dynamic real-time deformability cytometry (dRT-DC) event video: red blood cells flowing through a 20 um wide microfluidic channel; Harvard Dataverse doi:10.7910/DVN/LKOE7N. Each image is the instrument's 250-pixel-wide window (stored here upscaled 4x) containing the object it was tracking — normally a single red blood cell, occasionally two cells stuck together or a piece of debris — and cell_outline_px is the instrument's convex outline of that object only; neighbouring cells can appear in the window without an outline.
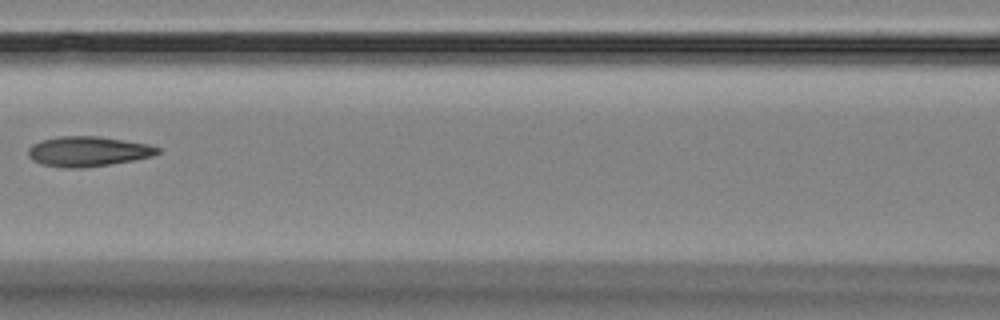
{"species": "Egyptian fruit bat (a non-hibernating species)", "species_latin": "Rousettus aegyptiacus", "temperature_condition": "room temperature", "stored_images_in_passage": 6, "camera_frame_rate_fps": 3000, "um_per_image_px": 0.085, "animal": {"sex": "female"}, "frame": {"image": 1, "passage_image": 4, "time_ms": 3.667, "image_size_px": [1000, 320], "cell_outline_px": [[160, 152], [152, 156], [132, 160], [84, 168], [64, 168], [40, 164], [32, 160], [28, 156], [28, 148], [32, 144], [40, 140], [60, 136], [100, 136], [148, 144], [160, 148]], "centroid_in_image_um": [7.43, 12.87], "position_along_channel_um": 159.2, "area_um2": 22.72}}
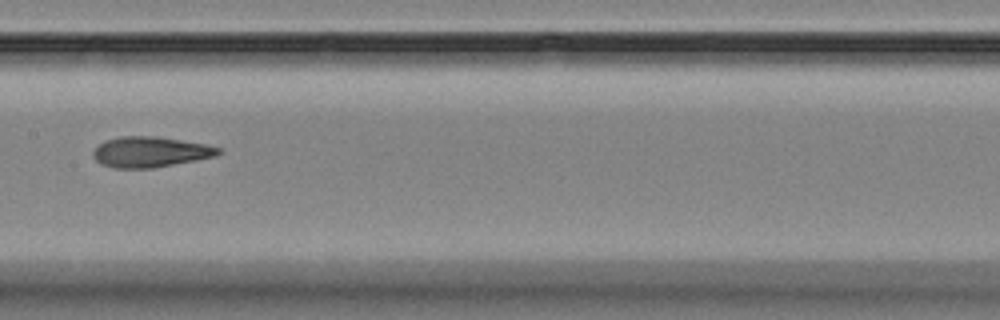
{"frame": {"image": 2, "passage_image": 5, "time_ms": 4.667, "image_size_px": [1000, 320], "cell_outline_px": [[224, 152], [216, 156], [196, 160], [152, 168], [112, 168], [96, 160], [92, 156], [92, 152], [104, 140], [120, 136], [156, 136], [204, 144], [220, 148]], "centroid_in_image_um": [12.77, 12.91], "position_along_channel_um": 194.6, "area_um2": 22.2}}
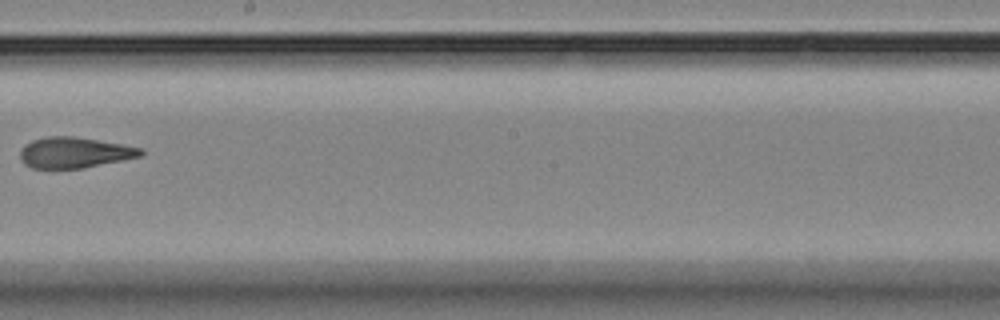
{"frame": {"image": 3, "passage_image": 6, "time_ms": 6.0, "image_size_px": [1000, 320], "cell_outline_px": [[144, 152], [140, 156], [80, 168], [32, 168], [24, 164], [20, 160], [20, 152], [24, 144], [32, 140], [48, 136], [72, 136], [120, 144], [140, 148]], "centroid_in_image_um": [6.24, 12.96], "position_along_channel_um": 242.0, "area_um2": 21.21}}